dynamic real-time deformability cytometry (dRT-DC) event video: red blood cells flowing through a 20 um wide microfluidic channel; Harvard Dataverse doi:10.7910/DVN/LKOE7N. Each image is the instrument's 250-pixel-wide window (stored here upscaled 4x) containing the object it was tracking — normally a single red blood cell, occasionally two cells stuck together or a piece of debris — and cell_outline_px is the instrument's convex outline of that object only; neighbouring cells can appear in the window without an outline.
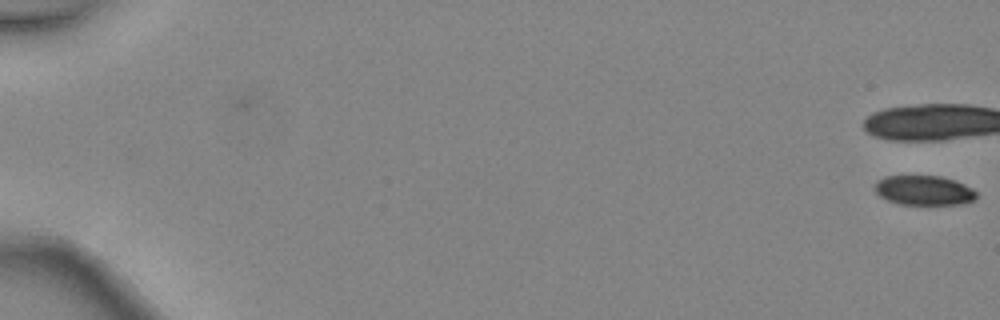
{"species": "common noctule bat (a hibernating species)", "species_latin": "Nyctalus noctula", "temperature_condition": "warm", "stored_images_in_passage": 5, "camera_frame_rate_fps": 3000, "um_per_image_px": 0.085, "animal": {"sex": "female", "body_mass_g": 24.6, "forearm_length_mm": 56.2}, "frame": {"image": 1, "passage_image": 1, "time_ms": 0.0, "image_size_px": [1000, 320], "cell_outline_px": [[976, 200], [960, 204], [900, 204], [888, 200], [880, 196], [876, 192], [876, 180], [884, 176], [940, 176], [956, 180], [972, 188], [976, 192]], "centroid_in_image_um": [78.56, 16.17], "position_along_channel_um": 6.4, "area_um2": 17.51}}